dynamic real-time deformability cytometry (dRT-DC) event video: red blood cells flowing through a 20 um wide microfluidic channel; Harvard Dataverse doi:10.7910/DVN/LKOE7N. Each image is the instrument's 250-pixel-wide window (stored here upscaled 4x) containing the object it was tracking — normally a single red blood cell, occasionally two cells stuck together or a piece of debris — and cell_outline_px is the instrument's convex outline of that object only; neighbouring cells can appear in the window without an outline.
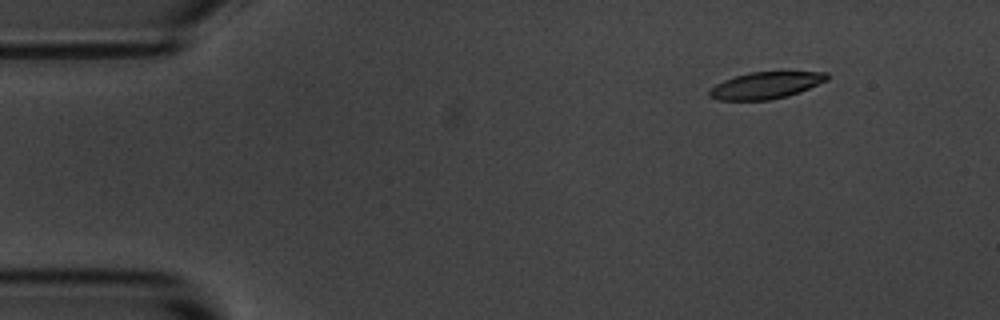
{"species": "common noctule bat (a hibernating species)", "species_latin": "Nyctalus noctula", "temperature_condition": "room temperature", "stored_images_in_passage": 2, "camera_frame_rate_fps": 3000, "um_per_image_px": 0.085, "animal": {"sex": "male", "body_mass_g": 20.1, "forearm_length_mm": 53.5}, "frame": {"image": 1, "passage_image": 2, "time_ms": 1.333, "image_size_px": [1000, 320], "cell_outline_px": [[828, 80], [800, 92], [788, 96], [768, 100], [720, 100], [708, 96], [708, 92], [716, 84], [724, 80], [748, 72], [828, 72]], "centroid_in_image_um": [65.1, 7.26], "position_along_channel_um": 19.9, "area_um2": 18.26}}